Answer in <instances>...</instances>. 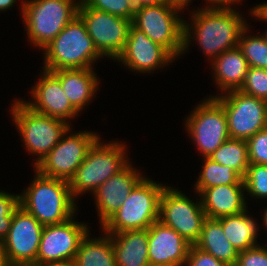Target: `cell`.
I'll use <instances>...</instances> for the list:
<instances>
[{"instance_id":"obj_35","label":"cell","mask_w":267,"mask_h":266,"mask_svg":"<svg viewBox=\"0 0 267 266\" xmlns=\"http://www.w3.org/2000/svg\"><path fill=\"white\" fill-rule=\"evenodd\" d=\"M261 244L239 252L235 266H267V246Z\"/></svg>"},{"instance_id":"obj_23","label":"cell","mask_w":267,"mask_h":266,"mask_svg":"<svg viewBox=\"0 0 267 266\" xmlns=\"http://www.w3.org/2000/svg\"><path fill=\"white\" fill-rule=\"evenodd\" d=\"M117 266H150L148 229L108 233Z\"/></svg>"},{"instance_id":"obj_32","label":"cell","mask_w":267,"mask_h":266,"mask_svg":"<svg viewBox=\"0 0 267 266\" xmlns=\"http://www.w3.org/2000/svg\"><path fill=\"white\" fill-rule=\"evenodd\" d=\"M239 91L267 101V69L249 67Z\"/></svg>"},{"instance_id":"obj_36","label":"cell","mask_w":267,"mask_h":266,"mask_svg":"<svg viewBox=\"0 0 267 266\" xmlns=\"http://www.w3.org/2000/svg\"><path fill=\"white\" fill-rule=\"evenodd\" d=\"M185 266H229L227 263L217 260L212 255L200 250L194 245L190 246Z\"/></svg>"},{"instance_id":"obj_7","label":"cell","mask_w":267,"mask_h":266,"mask_svg":"<svg viewBox=\"0 0 267 266\" xmlns=\"http://www.w3.org/2000/svg\"><path fill=\"white\" fill-rule=\"evenodd\" d=\"M13 101L10 117L23 141L24 149L37 157L33 162L34 167L61 140L72 124L34 112L20 98Z\"/></svg>"},{"instance_id":"obj_30","label":"cell","mask_w":267,"mask_h":266,"mask_svg":"<svg viewBox=\"0 0 267 266\" xmlns=\"http://www.w3.org/2000/svg\"><path fill=\"white\" fill-rule=\"evenodd\" d=\"M243 180L246 198L267 199V165L250 163Z\"/></svg>"},{"instance_id":"obj_2","label":"cell","mask_w":267,"mask_h":266,"mask_svg":"<svg viewBox=\"0 0 267 266\" xmlns=\"http://www.w3.org/2000/svg\"><path fill=\"white\" fill-rule=\"evenodd\" d=\"M30 185L19 194V205L43 226L59 224L77 215L69 182L44 176L34 169Z\"/></svg>"},{"instance_id":"obj_33","label":"cell","mask_w":267,"mask_h":266,"mask_svg":"<svg viewBox=\"0 0 267 266\" xmlns=\"http://www.w3.org/2000/svg\"><path fill=\"white\" fill-rule=\"evenodd\" d=\"M18 206L19 194H12L0 190V243L9 232L13 213Z\"/></svg>"},{"instance_id":"obj_26","label":"cell","mask_w":267,"mask_h":266,"mask_svg":"<svg viewBox=\"0 0 267 266\" xmlns=\"http://www.w3.org/2000/svg\"><path fill=\"white\" fill-rule=\"evenodd\" d=\"M100 237L90 236V230L82 238L73 266H117L110 234L102 231Z\"/></svg>"},{"instance_id":"obj_9","label":"cell","mask_w":267,"mask_h":266,"mask_svg":"<svg viewBox=\"0 0 267 266\" xmlns=\"http://www.w3.org/2000/svg\"><path fill=\"white\" fill-rule=\"evenodd\" d=\"M185 119V129L200 156L209 157L229 137L227 116L223 105L208 97L198 103Z\"/></svg>"},{"instance_id":"obj_39","label":"cell","mask_w":267,"mask_h":266,"mask_svg":"<svg viewBox=\"0 0 267 266\" xmlns=\"http://www.w3.org/2000/svg\"><path fill=\"white\" fill-rule=\"evenodd\" d=\"M136 8L166 3L167 0H133Z\"/></svg>"},{"instance_id":"obj_28","label":"cell","mask_w":267,"mask_h":266,"mask_svg":"<svg viewBox=\"0 0 267 266\" xmlns=\"http://www.w3.org/2000/svg\"><path fill=\"white\" fill-rule=\"evenodd\" d=\"M202 171L194 189H207L219 185L244 184L243 178L231 167L221 165L209 157H203Z\"/></svg>"},{"instance_id":"obj_6","label":"cell","mask_w":267,"mask_h":266,"mask_svg":"<svg viewBox=\"0 0 267 266\" xmlns=\"http://www.w3.org/2000/svg\"><path fill=\"white\" fill-rule=\"evenodd\" d=\"M81 0H22L27 41L43 50L78 15Z\"/></svg>"},{"instance_id":"obj_14","label":"cell","mask_w":267,"mask_h":266,"mask_svg":"<svg viewBox=\"0 0 267 266\" xmlns=\"http://www.w3.org/2000/svg\"><path fill=\"white\" fill-rule=\"evenodd\" d=\"M43 227L20 205L15 209L9 232L0 243L11 266L36 264Z\"/></svg>"},{"instance_id":"obj_20","label":"cell","mask_w":267,"mask_h":266,"mask_svg":"<svg viewBox=\"0 0 267 266\" xmlns=\"http://www.w3.org/2000/svg\"><path fill=\"white\" fill-rule=\"evenodd\" d=\"M193 190L200 196L202 208L209 219L236 215L248 209L244 184Z\"/></svg>"},{"instance_id":"obj_17","label":"cell","mask_w":267,"mask_h":266,"mask_svg":"<svg viewBox=\"0 0 267 266\" xmlns=\"http://www.w3.org/2000/svg\"><path fill=\"white\" fill-rule=\"evenodd\" d=\"M41 74L29 92L32 101L22 102L34 112L71 123L80 113L70 103L60 81L50 71L43 69Z\"/></svg>"},{"instance_id":"obj_37","label":"cell","mask_w":267,"mask_h":266,"mask_svg":"<svg viewBox=\"0 0 267 266\" xmlns=\"http://www.w3.org/2000/svg\"><path fill=\"white\" fill-rule=\"evenodd\" d=\"M204 1H206L204 7H209V8H235L234 7L235 4H240L242 2V0H204Z\"/></svg>"},{"instance_id":"obj_12","label":"cell","mask_w":267,"mask_h":266,"mask_svg":"<svg viewBox=\"0 0 267 266\" xmlns=\"http://www.w3.org/2000/svg\"><path fill=\"white\" fill-rule=\"evenodd\" d=\"M209 97H215L223 105L230 138L247 141L267 128V101L239 90Z\"/></svg>"},{"instance_id":"obj_18","label":"cell","mask_w":267,"mask_h":266,"mask_svg":"<svg viewBox=\"0 0 267 266\" xmlns=\"http://www.w3.org/2000/svg\"><path fill=\"white\" fill-rule=\"evenodd\" d=\"M191 244L159 220L148 228L150 266H185Z\"/></svg>"},{"instance_id":"obj_16","label":"cell","mask_w":267,"mask_h":266,"mask_svg":"<svg viewBox=\"0 0 267 266\" xmlns=\"http://www.w3.org/2000/svg\"><path fill=\"white\" fill-rule=\"evenodd\" d=\"M174 60L164 47L131 25L125 47L115 61L134 73L148 74L171 65Z\"/></svg>"},{"instance_id":"obj_13","label":"cell","mask_w":267,"mask_h":266,"mask_svg":"<svg viewBox=\"0 0 267 266\" xmlns=\"http://www.w3.org/2000/svg\"><path fill=\"white\" fill-rule=\"evenodd\" d=\"M78 15L84 21L98 52L104 58L115 61L125 47L132 21L89 8L82 0L78 6Z\"/></svg>"},{"instance_id":"obj_22","label":"cell","mask_w":267,"mask_h":266,"mask_svg":"<svg viewBox=\"0 0 267 266\" xmlns=\"http://www.w3.org/2000/svg\"><path fill=\"white\" fill-rule=\"evenodd\" d=\"M210 65L218 96L219 90L221 94L239 90L249 69L248 62L239 47L224 51Z\"/></svg>"},{"instance_id":"obj_41","label":"cell","mask_w":267,"mask_h":266,"mask_svg":"<svg viewBox=\"0 0 267 266\" xmlns=\"http://www.w3.org/2000/svg\"><path fill=\"white\" fill-rule=\"evenodd\" d=\"M17 2L18 0H0V12H6V10L8 11V9L14 7Z\"/></svg>"},{"instance_id":"obj_44","label":"cell","mask_w":267,"mask_h":266,"mask_svg":"<svg viewBox=\"0 0 267 266\" xmlns=\"http://www.w3.org/2000/svg\"><path fill=\"white\" fill-rule=\"evenodd\" d=\"M264 209L265 210H264V212L262 214L263 217L261 218V220H263V224H261V225L265 226L264 228L267 229V207L264 208Z\"/></svg>"},{"instance_id":"obj_25","label":"cell","mask_w":267,"mask_h":266,"mask_svg":"<svg viewBox=\"0 0 267 266\" xmlns=\"http://www.w3.org/2000/svg\"><path fill=\"white\" fill-rule=\"evenodd\" d=\"M194 246L229 266L236 265L239 252L225 237L222 224L217 219L207 218L204 221L199 239Z\"/></svg>"},{"instance_id":"obj_40","label":"cell","mask_w":267,"mask_h":266,"mask_svg":"<svg viewBox=\"0 0 267 266\" xmlns=\"http://www.w3.org/2000/svg\"><path fill=\"white\" fill-rule=\"evenodd\" d=\"M167 2L185 11L188 9L187 7L190 6L189 3H192V0H167Z\"/></svg>"},{"instance_id":"obj_1","label":"cell","mask_w":267,"mask_h":266,"mask_svg":"<svg viewBox=\"0 0 267 266\" xmlns=\"http://www.w3.org/2000/svg\"><path fill=\"white\" fill-rule=\"evenodd\" d=\"M237 10L236 6L235 8L202 6L193 9V12L190 11L191 18L188 19L191 21L184 20L183 54L188 52L191 43H195L192 41H196L195 44L199 45L211 63L224 51L238 47L240 35L248 23L246 17Z\"/></svg>"},{"instance_id":"obj_29","label":"cell","mask_w":267,"mask_h":266,"mask_svg":"<svg viewBox=\"0 0 267 266\" xmlns=\"http://www.w3.org/2000/svg\"><path fill=\"white\" fill-rule=\"evenodd\" d=\"M251 25L242 31L239 38L238 47L242 50L249 67L267 69V36L262 33L259 35L249 34Z\"/></svg>"},{"instance_id":"obj_19","label":"cell","mask_w":267,"mask_h":266,"mask_svg":"<svg viewBox=\"0 0 267 266\" xmlns=\"http://www.w3.org/2000/svg\"><path fill=\"white\" fill-rule=\"evenodd\" d=\"M133 165V166H132ZM141 170L131 162L118 174L106 180L92 194L100 226L124 203L136 184L143 178Z\"/></svg>"},{"instance_id":"obj_3","label":"cell","mask_w":267,"mask_h":266,"mask_svg":"<svg viewBox=\"0 0 267 266\" xmlns=\"http://www.w3.org/2000/svg\"><path fill=\"white\" fill-rule=\"evenodd\" d=\"M42 51V69L47 71L94 68L95 62L104 58L96 49L79 15L75 16Z\"/></svg>"},{"instance_id":"obj_24","label":"cell","mask_w":267,"mask_h":266,"mask_svg":"<svg viewBox=\"0 0 267 266\" xmlns=\"http://www.w3.org/2000/svg\"><path fill=\"white\" fill-rule=\"evenodd\" d=\"M250 215L247 209L239 214L217 219L222 224L225 237L238 252L260 244L257 240L258 235H260L258 234L260 231L259 224Z\"/></svg>"},{"instance_id":"obj_38","label":"cell","mask_w":267,"mask_h":266,"mask_svg":"<svg viewBox=\"0 0 267 266\" xmlns=\"http://www.w3.org/2000/svg\"><path fill=\"white\" fill-rule=\"evenodd\" d=\"M249 14L252 18H255V20L257 19L263 22H267V2L258 5L256 4V6L250 8Z\"/></svg>"},{"instance_id":"obj_42","label":"cell","mask_w":267,"mask_h":266,"mask_svg":"<svg viewBox=\"0 0 267 266\" xmlns=\"http://www.w3.org/2000/svg\"><path fill=\"white\" fill-rule=\"evenodd\" d=\"M0 266H11L7 260L5 252L0 244Z\"/></svg>"},{"instance_id":"obj_4","label":"cell","mask_w":267,"mask_h":266,"mask_svg":"<svg viewBox=\"0 0 267 266\" xmlns=\"http://www.w3.org/2000/svg\"><path fill=\"white\" fill-rule=\"evenodd\" d=\"M99 138L90 148L87 156L69 181L70 192L76 200L86 192L93 194L96 189L113 175L118 174L129 163L128 149L123 141L108 143Z\"/></svg>"},{"instance_id":"obj_8","label":"cell","mask_w":267,"mask_h":266,"mask_svg":"<svg viewBox=\"0 0 267 266\" xmlns=\"http://www.w3.org/2000/svg\"><path fill=\"white\" fill-rule=\"evenodd\" d=\"M183 12L169 2L137 8L132 25L178 60L184 47V19L180 15Z\"/></svg>"},{"instance_id":"obj_21","label":"cell","mask_w":267,"mask_h":266,"mask_svg":"<svg viewBox=\"0 0 267 266\" xmlns=\"http://www.w3.org/2000/svg\"><path fill=\"white\" fill-rule=\"evenodd\" d=\"M94 70L95 68H78L50 71L60 81L70 103L80 114L100 89V78Z\"/></svg>"},{"instance_id":"obj_34","label":"cell","mask_w":267,"mask_h":266,"mask_svg":"<svg viewBox=\"0 0 267 266\" xmlns=\"http://www.w3.org/2000/svg\"><path fill=\"white\" fill-rule=\"evenodd\" d=\"M249 163L267 165V128L247 140Z\"/></svg>"},{"instance_id":"obj_11","label":"cell","mask_w":267,"mask_h":266,"mask_svg":"<svg viewBox=\"0 0 267 266\" xmlns=\"http://www.w3.org/2000/svg\"><path fill=\"white\" fill-rule=\"evenodd\" d=\"M196 202L185 193L171 186H165L160 196L159 221L174 229L188 243L194 245L207 219L200 196Z\"/></svg>"},{"instance_id":"obj_15","label":"cell","mask_w":267,"mask_h":266,"mask_svg":"<svg viewBox=\"0 0 267 266\" xmlns=\"http://www.w3.org/2000/svg\"><path fill=\"white\" fill-rule=\"evenodd\" d=\"M74 217L43 227L36 264L73 263L79 244L90 227Z\"/></svg>"},{"instance_id":"obj_43","label":"cell","mask_w":267,"mask_h":266,"mask_svg":"<svg viewBox=\"0 0 267 266\" xmlns=\"http://www.w3.org/2000/svg\"><path fill=\"white\" fill-rule=\"evenodd\" d=\"M29 266H73L71 263L31 264Z\"/></svg>"},{"instance_id":"obj_10","label":"cell","mask_w":267,"mask_h":266,"mask_svg":"<svg viewBox=\"0 0 267 266\" xmlns=\"http://www.w3.org/2000/svg\"><path fill=\"white\" fill-rule=\"evenodd\" d=\"M70 127L61 140L33 168L44 176L69 182L90 148L101 138L93 131L71 132Z\"/></svg>"},{"instance_id":"obj_27","label":"cell","mask_w":267,"mask_h":266,"mask_svg":"<svg viewBox=\"0 0 267 266\" xmlns=\"http://www.w3.org/2000/svg\"><path fill=\"white\" fill-rule=\"evenodd\" d=\"M213 161L233 168L242 178L249 166L248 144L246 140L229 138L210 156Z\"/></svg>"},{"instance_id":"obj_5","label":"cell","mask_w":267,"mask_h":266,"mask_svg":"<svg viewBox=\"0 0 267 266\" xmlns=\"http://www.w3.org/2000/svg\"><path fill=\"white\" fill-rule=\"evenodd\" d=\"M165 186L145 175L119 209L100 226L102 231L121 233L148 229L159 219L160 196Z\"/></svg>"},{"instance_id":"obj_31","label":"cell","mask_w":267,"mask_h":266,"mask_svg":"<svg viewBox=\"0 0 267 266\" xmlns=\"http://www.w3.org/2000/svg\"><path fill=\"white\" fill-rule=\"evenodd\" d=\"M89 8L104 11L132 21L136 6L133 0H82Z\"/></svg>"}]
</instances>
